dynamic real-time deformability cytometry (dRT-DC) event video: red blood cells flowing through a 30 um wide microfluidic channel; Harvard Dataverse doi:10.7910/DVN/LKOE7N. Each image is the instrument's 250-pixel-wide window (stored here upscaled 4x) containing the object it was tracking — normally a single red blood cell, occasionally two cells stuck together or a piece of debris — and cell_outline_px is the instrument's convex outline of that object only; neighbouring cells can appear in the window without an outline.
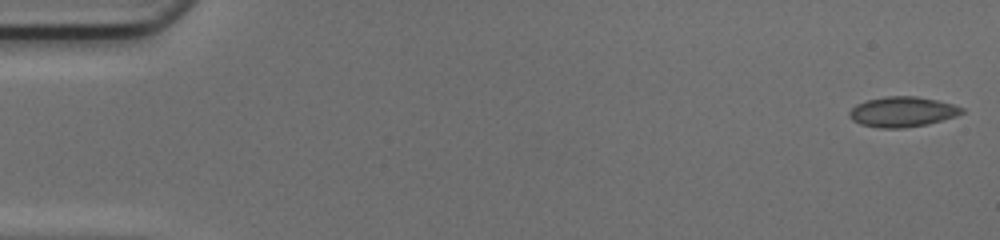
{"species": "common noctule bat (a hibernating species)", "species_latin": "Nyctalus noctula", "temperature_condition": "cold", "stored_images_in_passage": 49, "camera_frame_rate_fps": 3000, "um_per_image_px": 0.085, "animal": {"sex": "female", "body_mass_g": 17.0, "forearm_length_mm": 48.0}, "frame": {"image": 1, "passage_image": 1, "time_ms": 0.0, "image_size_px": [1000, 240], "cell_outline_px": [[964, 112], [956, 116], [928, 124], [904, 128], [880, 128], [860, 124], [852, 120], [848, 116], [848, 112], [856, 104], [868, 100], [884, 96], [916, 96], [936, 100], [952, 104], [964, 108]], "centroid_in_image_um": [76.68, 9.5], "position_along_channel_um": 8.3, "area_um2": 19.83}}
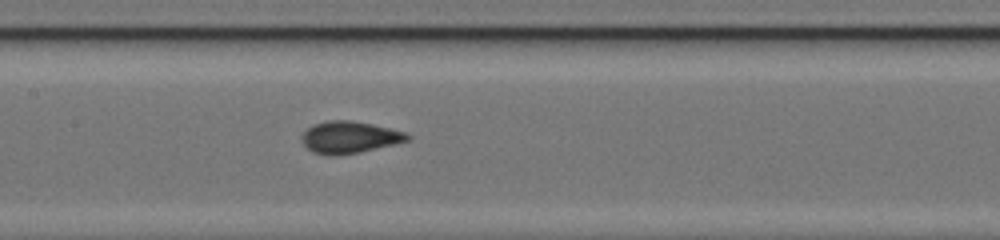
{"frame": {"image": 2, "passage_image": 24, "time_ms": 7.667, "image_size_px": [1000, 240], "cell_outline_px": [[412, 136], [408, 140], [360, 152], [332, 156], [324, 156], [312, 152], [300, 140], [300, 136], [312, 124], [328, 120], [348, 120], [372, 124], [404, 132]], "centroid_in_image_um": [29.63, 11.67], "position_along_channel_um": 177.8, "area_um2": 19.59}}
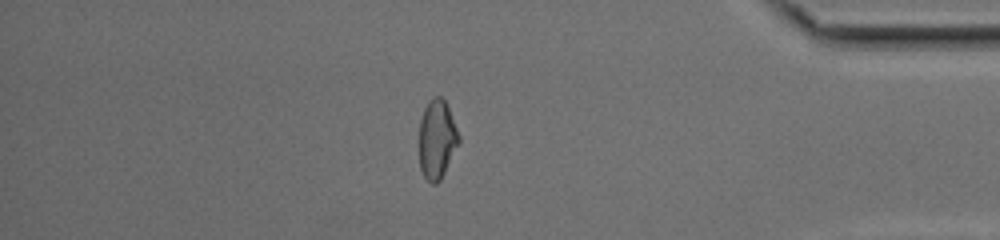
{"frame": {"image": 3, "passage_image": 42, "time_ms": 13.667, "image_size_px": [1000, 240], "cell_outline_px": [[460, 144], [440, 180], [436, 184], [432, 184], [424, 176], [420, 168], [420, 120], [424, 108], [432, 96], [440, 96], [448, 104], [460, 136]], "centroid_in_image_um": [37.17, 11.82], "position_along_channel_um": 398.0, "area_um2": 18.44}, "authors_computed_cell_mechanics": {"area_um2": 19.074, "velocity_mm_per_s": 4.2438, "shape_relaxation_time_tau1_ms": 6.2254, "shape_relaxation_time_tau2_ms": 0.9143, "deformation_change_tau1": 0.1367, "deformation_change_tau2": 0.0642}}